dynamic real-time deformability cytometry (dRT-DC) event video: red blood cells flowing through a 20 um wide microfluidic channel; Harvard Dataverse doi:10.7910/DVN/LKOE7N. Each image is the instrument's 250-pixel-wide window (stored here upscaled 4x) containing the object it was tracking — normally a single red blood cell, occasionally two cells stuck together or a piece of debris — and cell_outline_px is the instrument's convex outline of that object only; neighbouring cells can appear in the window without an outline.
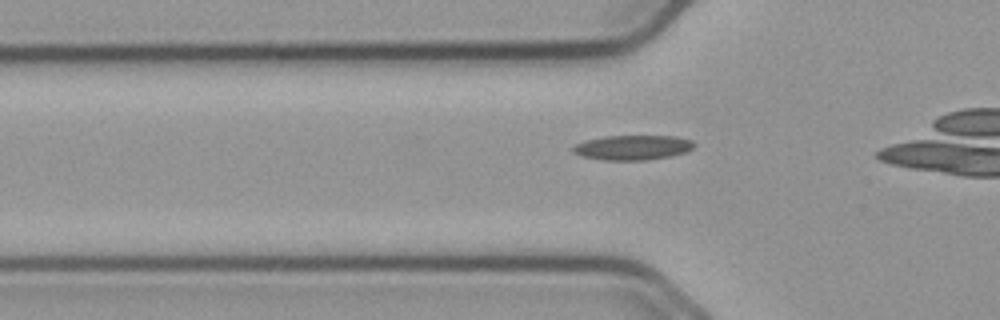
{"species": "common noctule bat (a hibernating species)", "species_latin": "Nyctalus noctula", "temperature_condition": "cold", "stored_images_in_passage": 9, "camera_frame_rate_fps": 3000, "um_per_image_px": 0.085, "animal": {"sex": "male", "body_mass_g": 23.1, "forearm_length_mm": 52.7}, "frame": {"image": 1, "passage_image": 3, "time_ms": 0.667, "image_size_px": [1000, 320], "cell_outline_px": [[696, 144], [692, 148], [684, 152], [672, 156], [644, 160], [604, 160], [580, 156], [572, 152], [572, 148], [576, 144], [588, 140], [604, 136], [672, 136], [692, 140]], "centroid_in_image_um": [53.77, 12.54], "position_along_channel_um": 72.0, "area_um2": 17.4}}
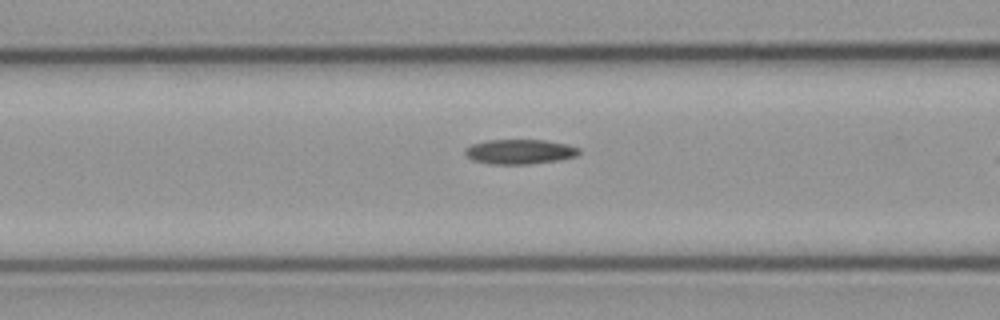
{"frame": {"image": 2, "passage_image": 7, "time_ms": 2.0, "image_size_px": [1000, 320], "cell_outline_px": [[580, 152], [576, 156], [560, 160], [528, 164], [492, 164], [472, 160], [464, 152], [472, 144], [488, 140], [544, 140], [568, 144], [580, 148]], "centroid_in_image_um": [44.22, 12.89], "position_along_channel_um": 122.4, "area_um2": 16.36}}